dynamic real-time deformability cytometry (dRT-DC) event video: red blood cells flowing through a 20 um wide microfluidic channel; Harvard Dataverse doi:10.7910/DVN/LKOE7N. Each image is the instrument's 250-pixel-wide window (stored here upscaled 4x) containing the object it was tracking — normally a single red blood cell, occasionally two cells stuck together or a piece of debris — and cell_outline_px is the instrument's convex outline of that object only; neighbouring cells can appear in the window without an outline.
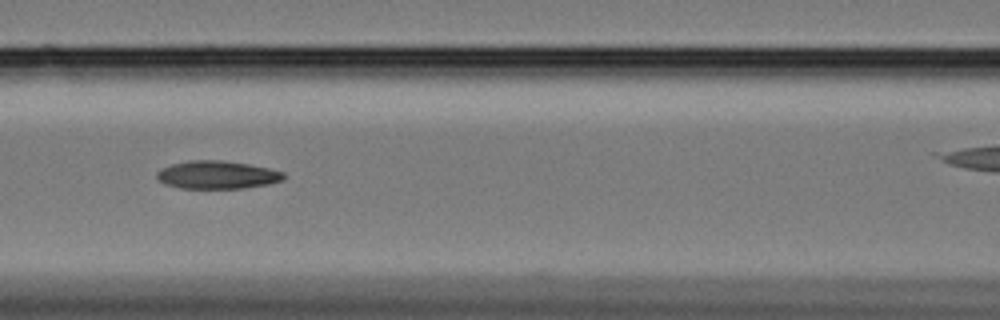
{"species": "Egyptian fruit bat (a non-hibernating species)", "species_latin": "Rousettus aegyptiacus", "temperature_condition": "cold", "stored_images_in_passage": 15, "camera_frame_rate_fps": 3000, "um_per_image_px": 0.085, "animal": {"sex": "female"}, "frame": {"image": 1, "passage_image": 9, "time_ms": 2.667, "image_size_px": [1000, 320], "cell_outline_px": [[284, 180], [268, 184], [244, 188], [180, 188], [164, 184], [156, 176], [156, 172], [160, 168], [172, 164], [188, 160], [220, 160], [248, 164], [268, 168], [284, 172]], "centroid_in_image_um": [18.44, 14.86], "position_along_channel_um": 148.2, "area_um2": 20.69}}
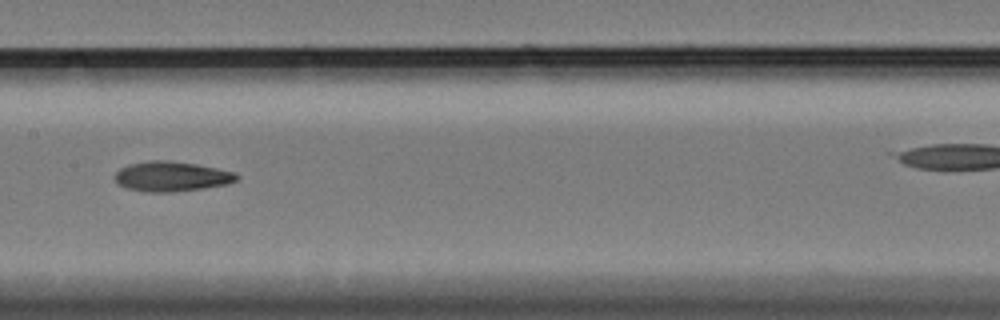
{"frame": {"image": 2, "passage_image": 13, "time_ms": 4.0, "image_size_px": [1000, 320], "cell_outline_px": [[240, 176], [236, 180], [228, 184], [204, 188], [172, 192], [144, 192], [128, 188], [116, 184], [116, 172], [120, 168], [128, 164], [148, 160], [168, 160], [196, 164], [236, 172]], "centroid_in_image_um": [14.58, 14.99], "position_along_channel_um": 192.8, "area_um2": 21.39}}